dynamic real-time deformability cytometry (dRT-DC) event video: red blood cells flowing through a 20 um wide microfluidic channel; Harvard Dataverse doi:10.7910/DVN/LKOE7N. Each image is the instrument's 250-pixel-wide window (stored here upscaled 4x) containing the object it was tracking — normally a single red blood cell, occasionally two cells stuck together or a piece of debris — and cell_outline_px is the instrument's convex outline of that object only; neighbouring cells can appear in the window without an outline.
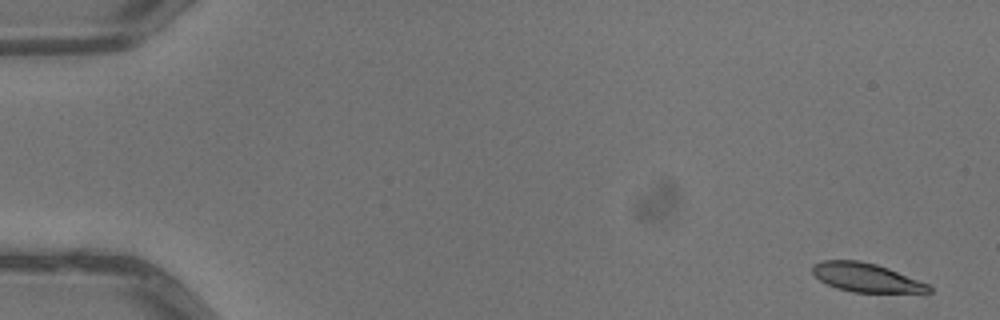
{"species": "common noctule bat (a hibernating species)", "species_latin": "Nyctalus noctula", "temperature_condition": "warm", "stored_images_in_passage": 5, "camera_frame_rate_fps": 3000, "um_per_image_px": 0.085, "animal": {"sex": "male", "body_mass_g": 13.3}, "frame": {"image": 1, "passage_image": 1, "time_ms": 0.0, "image_size_px": [1000, 320], "cell_outline_px": [[932, 292], [852, 292], [836, 288], [820, 280], [812, 272], [812, 264], [824, 260], [860, 260], [876, 264], [888, 268], [928, 284], [932, 288]], "centroid_in_image_um": [73.59, 23.58], "position_along_channel_um": 11.4, "area_um2": 19.36}}
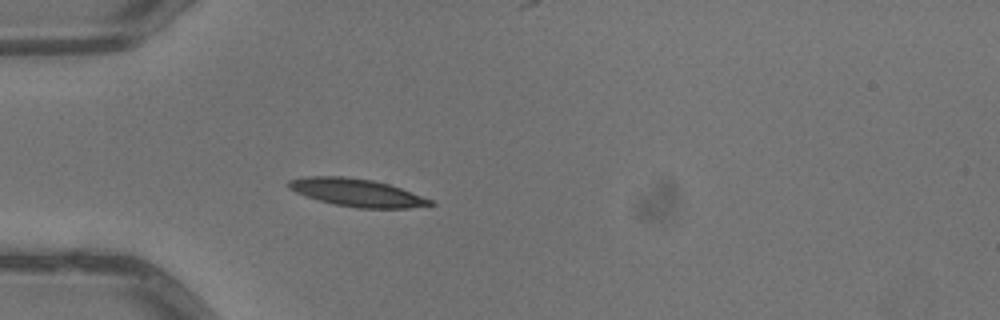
{"frame": {"image": 2, "passage_image": 5, "time_ms": 1.333, "image_size_px": [1000, 320], "cell_outline_px": [[436, 204], [408, 208], [356, 208], [332, 204], [296, 192], [288, 188], [288, 180], [304, 176], [344, 176], [372, 180], [388, 184], [412, 192], [432, 200]], "centroid_in_image_um": [30.32, 16.37], "position_along_channel_um": 54.7, "area_um2": 22.77}}